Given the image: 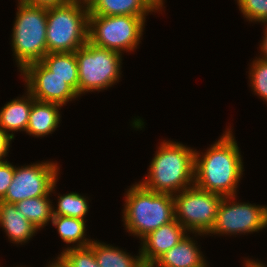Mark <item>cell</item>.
<instances>
[{
    "label": "cell",
    "instance_id": "obj_1",
    "mask_svg": "<svg viewBox=\"0 0 267 267\" xmlns=\"http://www.w3.org/2000/svg\"><path fill=\"white\" fill-rule=\"evenodd\" d=\"M239 149L228 128L204 154L195 150L194 185L223 197L236 196L244 171Z\"/></svg>",
    "mask_w": 267,
    "mask_h": 267
},
{
    "label": "cell",
    "instance_id": "obj_2",
    "mask_svg": "<svg viewBox=\"0 0 267 267\" xmlns=\"http://www.w3.org/2000/svg\"><path fill=\"white\" fill-rule=\"evenodd\" d=\"M195 150L179 142H161L148 175L139 182L150 191L176 195L194 185Z\"/></svg>",
    "mask_w": 267,
    "mask_h": 267
},
{
    "label": "cell",
    "instance_id": "obj_3",
    "mask_svg": "<svg viewBox=\"0 0 267 267\" xmlns=\"http://www.w3.org/2000/svg\"><path fill=\"white\" fill-rule=\"evenodd\" d=\"M126 192L122 221L131 235L142 239L175 219L173 195L147 190L140 183Z\"/></svg>",
    "mask_w": 267,
    "mask_h": 267
},
{
    "label": "cell",
    "instance_id": "obj_4",
    "mask_svg": "<svg viewBox=\"0 0 267 267\" xmlns=\"http://www.w3.org/2000/svg\"><path fill=\"white\" fill-rule=\"evenodd\" d=\"M17 8L11 46L21 72L28 64L40 62L47 55L48 8L20 1Z\"/></svg>",
    "mask_w": 267,
    "mask_h": 267
},
{
    "label": "cell",
    "instance_id": "obj_5",
    "mask_svg": "<svg viewBox=\"0 0 267 267\" xmlns=\"http://www.w3.org/2000/svg\"><path fill=\"white\" fill-rule=\"evenodd\" d=\"M89 9L69 1L48 8L47 54L75 52L88 42Z\"/></svg>",
    "mask_w": 267,
    "mask_h": 267
},
{
    "label": "cell",
    "instance_id": "obj_6",
    "mask_svg": "<svg viewBox=\"0 0 267 267\" xmlns=\"http://www.w3.org/2000/svg\"><path fill=\"white\" fill-rule=\"evenodd\" d=\"M78 67V95L105 90L119 82L122 53L87 42L75 51Z\"/></svg>",
    "mask_w": 267,
    "mask_h": 267
},
{
    "label": "cell",
    "instance_id": "obj_7",
    "mask_svg": "<svg viewBox=\"0 0 267 267\" xmlns=\"http://www.w3.org/2000/svg\"><path fill=\"white\" fill-rule=\"evenodd\" d=\"M145 22L139 16L89 15L88 42L120 53L133 51L141 42Z\"/></svg>",
    "mask_w": 267,
    "mask_h": 267
},
{
    "label": "cell",
    "instance_id": "obj_8",
    "mask_svg": "<svg viewBox=\"0 0 267 267\" xmlns=\"http://www.w3.org/2000/svg\"><path fill=\"white\" fill-rule=\"evenodd\" d=\"M175 219L195 235H207L213 228L222 195L204 191L195 185L173 196Z\"/></svg>",
    "mask_w": 267,
    "mask_h": 267
},
{
    "label": "cell",
    "instance_id": "obj_9",
    "mask_svg": "<svg viewBox=\"0 0 267 267\" xmlns=\"http://www.w3.org/2000/svg\"><path fill=\"white\" fill-rule=\"evenodd\" d=\"M236 196H224L218 206L213 228L207 234H248L267 228V206L235 201ZM232 200V201H231Z\"/></svg>",
    "mask_w": 267,
    "mask_h": 267
},
{
    "label": "cell",
    "instance_id": "obj_10",
    "mask_svg": "<svg viewBox=\"0 0 267 267\" xmlns=\"http://www.w3.org/2000/svg\"><path fill=\"white\" fill-rule=\"evenodd\" d=\"M58 173L57 163L50 161L22 167L15 166L12 183L1 201L15 204L29 198L50 196L54 192Z\"/></svg>",
    "mask_w": 267,
    "mask_h": 267
},
{
    "label": "cell",
    "instance_id": "obj_11",
    "mask_svg": "<svg viewBox=\"0 0 267 267\" xmlns=\"http://www.w3.org/2000/svg\"><path fill=\"white\" fill-rule=\"evenodd\" d=\"M21 75L25 80L27 91L36 99L66 105L78 98L77 92L64 79L54 75L41 62L28 64Z\"/></svg>",
    "mask_w": 267,
    "mask_h": 267
},
{
    "label": "cell",
    "instance_id": "obj_12",
    "mask_svg": "<svg viewBox=\"0 0 267 267\" xmlns=\"http://www.w3.org/2000/svg\"><path fill=\"white\" fill-rule=\"evenodd\" d=\"M187 230L176 220L162 225L141 239L140 255L143 264H153L165 252L176 246Z\"/></svg>",
    "mask_w": 267,
    "mask_h": 267
},
{
    "label": "cell",
    "instance_id": "obj_13",
    "mask_svg": "<svg viewBox=\"0 0 267 267\" xmlns=\"http://www.w3.org/2000/svg\"><path fill=\"white\" fill-rule=\"evenodd\" d=\"M195 240L187 234L176 246L165 252L153 265L155 267H207Z\"/></svg>",
    "mask_w": 267,
    "mask_h": 267
},
{
    "label": "cell",
    "instance_id": "obj_14",
    "mask_svg": "<svg viewBox=\"0 0 267 267\" xmlns=\"http://www.w3.org/2000/svg\"><path fill=\"white\" fill-rule=\"evenodd\" d=\"M155 11L160 8L152 0H96L89 8V15H131L146 20V16Z\"/></svg>",
    "mask_w": 267,
    "mask_h": 267
},
{
    "label": "cell",
    "instance_id": "obj_15",
    "mask_svg": "<svg viewBox=\"0 0 267 267\" xmlns=\"http://www.w3.org/2000/svg\"><path fill=\"white\" fill-rule=\"evenodd\" d=\"M59 107L61 108L62 105L39 101L33 97L26 133L35 137L52 134L60 124Z\"/></svg>",
    "mask_w": 267,
    "mask_h": 267
},
{
    "label": "cell",
    "instance_id": "obj_16",
    "mask_svg": "<svg viewBox=\"0 0 267 267\" xmlns=\"http://www.w3.org/2000/svg\"><path fill=\"white\" fill-rule=\"evenodd\" d=\"M0 226L11 243L22 244L28 242L35 233L37 228L28 221L24 215L17 210L15 204H8L0 201Z\"/></svg>",
    "mask_w": 267,
    "mask_h": 267
},
{
    "label": "cell",
    "instance_id": "obj_17",
    "mask_svg": "<svg viewBox=\"0 0 267 267\" xmlns=\"http://www.w3.org/2000/svg\"><path fill=\"white\" fill-rule=\"evenodd\" d=\"M26 96L15 98L0 110V127L14 138V131H25L33 104V96L27 91Z\"/></svg>",
    "mask_w": 267,
    "mask_h": 267
},
{
    "label": "cell",
    "instance_id": "obj_18",
    "mask_svg": "<svg viewBox=\"0 0 267 267\" xmlns=\"http://www.w3.org/2000/svg\"><path fill=\"white\" fill-rule=\"evenodd\" d=\"M94 252L99 267H142L143 262L140 255L131 254L105 243L92 241L89 245Z\"/></svg>",
    "mask_w": 267,
    "mask_h": 267
},
{
    "label": "cell",
    "instance_id": "obj_19",
    "mask_svg": "<svg viewBox=\"0 0 267 267\" xmlns=\"http://www.w3.org/2000/svg\"><path fill=\"white\" fill-rule=\"evenodd\" d=\"M54 75L62 78L78 94V67L75 52L48 53L40 61Z\"/></svg>",
    "mask_w": 267,
    "mask_h": 267
},
{
    "label": "cell",
    "instance_id": "obj_20",
    "mask_svg": "<svg viewBox=\"0 0 267 267\" xmlns=\"http://www.w3.org/2000/svg\"><path fill=\"white\" fill-rule=\"evenodd\" d=\"M15 206L37 230L44 228L52 220L53 206L49 196L25 199L16 202Z\"/></svg>",
    "mask_w": 267,
    "mask_h": 267
},
{
    "label": "cell",
    "instance_id": "obj_21",
    "mask_svg": "<svg viewBox=\"0 0 267 267\" xmlns=\"http://www.w3.org/2000/svg\"><path fill=\"white\" fill-rule=\"evenodd\" d=\"M86 220L79 218L53 216L51 223L57 228L60 238L67 244L73 243V248L89 246L93 240L87 239ZM76 244V245H74Z\"/></svg>",
    "mask_w": 267,
    "mask_h": 267
},
{
    "label": "cell",
    "instance_id": "obj_22",
    "mask_svg": "<svg viewBox=\"0 0 267 267\" xmlns=\"http://www.w3.org/2000/svg\"><path fill=\"white\" fill-rule=\"evenodd\" d=\"M88 200L76 192L58 196V204L53 206V216H65L85 220L88 213Z\"/></svg>",
    "mask_w": 267,
    "mask_h": 267
},
{
    "label": "cell",
    "instance_id": "obj_23",
    "mask_svg": "<svg viewBox=\"0 0 267 267\" xmlns=\"http://www.w3.org/2000/svg\"><path fill=\"white\" fill-rule=\"evenodd\" d=\"M59 256L68 267H99L90 246L68 247Z\"/></svg>",
    "mask_w": 267,
    "mask_h": 267
},
{
    "label": "cell",
    "instance_id": "obj_24",
    "mask_svg": "<svg viewBox=\"0 0 267 267\" xmlns=\"http://www.w3.org/2000/svg\"><path fill=\"white\" fill-rule=\"evenodd\" d=\"M250 66L249 79L251 89L267 102V61L257 58Z\"/></svg>",
    "mask_w": 267,
    "mask_h": 267
},
{
    "label": "cell",
    "instance_id": "obj_25",
    "mask_svg": "<svg viewBox=\"0 0 267 267\" xmlns=\"http://www.w3.org/2000/svg\"><path fill=\"white\" fill-rule=\"evenodd\" d=\"M237 3L250 22L267 23V0H237Z\"/></svg>",
    "mask_w": 267,
    "mask_h": 267
},
{
    "label": "cell",
    "instance_id": "obj_26",
    "mask_svg": "<svg viewBox=\"0 0 267 267\" xmlns=\"http://www.w3.org/2000/svg\"><path fill=\"white\" fill-rule=\"evenodd\" d=\"M15 166L8 161L0 162V201L5 197L12 183Z\"/></svg>",
    "mask_w": 267,
    "mask_h": 267
},
{
    "label": "cell",
    "instance_id": "obj_27",
    "mask_svg": "<svg viewBox=\"0 0 267 267\" xmlns=\"http://www.w3.org/2000/svg\"><path fill=\"white\" fill-rule=\"evenodd\" d=\"M14 138L10 135V133H7L2 127H0V162H5L6 160L4 157L7 156L10 142Z\"/></svg>",
    "mask_w": 267,
    "mask_h": 267
},
{
    "label": "cell",
    "instance_id": "obj_28",
    "mask_svg": "<svg viewBox=\"0 0 267 267\" xmlns=\"http://www.w3.org/2000/svg\"><path fill=\"white\" fill-rule=\"evenodd\" d=\"M22 3L38 7H54L68 3L70 0H18Z\"/></svg>",
    "mask_w": 267,
    "mask_h": 267
},
{
    "label": "cell",
    "instance_id": "obj_29",
    "mask_svg": "<svg viewBox=\"0 0 267 267\" xmlns=\"http://www.w3.org/2000/svg\"><path fill=\"white\" fill-rule=\"evenodd\" d=\"M264 24H266V25H264V26H266L265 28L266 29H264V37H263V41H262V43H260L261 45H260V49H261V52L262 53H260V59H262V60H265V61H267V23H264ZM262 55V56H261Z\"/></svg>",
    "mask_w": 267,
    "mask_h": 267
},
{
    "label": "cell",
    "instance_id": "obj_30",
    "mask_svg": "<svg viewBox=\"0 0 267 267\" xmlns=\"http://www.w3.org/2000/svg\"><path fill=\"white\" fill-rule=\"evenodd\" d=\"M78 5L87 7L88 9L95 3L96 0H70Z\"/></svg>",
    "mask_w": 267,
    "mask_h": 267
},
{
    "label": "cell",
    "instance_id": "obj_31",
    "mask_svg": "<svg viewBox=\"0 0 267 267\" xmlns=\"http://www.w3.org/2000/svg\"><path fill=\"white\" fill-rule=\"evenodd\" d=\"M47 267H68L67 264L62 260V258L58 255L57 259L50 263Z\"/></svg>",
    "mask_w": 267,
    "mask_h": 267
},
{
    "label": "cell",
    "instance_id": "obj_32",
    "mask_svg": "<svg viewBox=\"0 0 267 267\" xmlns=\"http://www.w3.org/2000/svg\"><path fill=\"white\" fill-rule=\"evenodd\" d=\"M246 267H267V265L262 264L260 261L257 262L255 260L246 259L244 262Z\"/></svg>",
    "mask_w": 267,
    "mask_h": 267
},
{
    "label": "cell",
    "instance_id": "obj_33",
    "mask_svg": "<svg viewBox=\"0 0 267 267\" xmlns=\"http://www.w3.org/2000/svg\"><path fill=\"white\" fill-rule=\"evenodd\" d=\"M160 9L163 7V1L164 0H152Z\"/></svg>",
    "mask_w": 267,
    "mask_h": 267
},
{
    "label": "cell",
    "instance_id": "obj_34",
    "mask_svg": "<svg viewBox=\"0 0 267 267\" xmlns=\"http://www.w3.org/2000/svg\"><path fill=\"white\" fill-rule=\"evenodd\" d=\"M144 267H155L153 264H144Z\"/></svg>",
    "mask_w": 267,
    "mask_h": 267
}]
</instances>
